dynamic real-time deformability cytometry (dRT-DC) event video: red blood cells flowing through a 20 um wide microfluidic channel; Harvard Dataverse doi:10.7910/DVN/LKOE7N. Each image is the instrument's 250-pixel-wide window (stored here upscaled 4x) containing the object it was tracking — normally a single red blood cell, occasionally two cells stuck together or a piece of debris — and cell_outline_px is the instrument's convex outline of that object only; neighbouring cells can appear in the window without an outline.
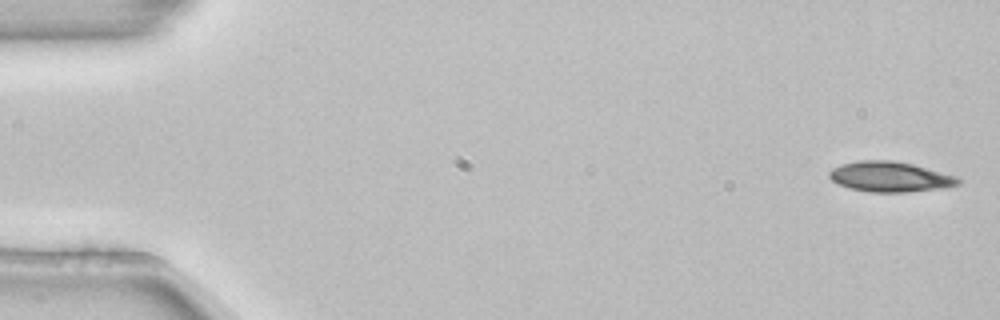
{"species": "common noctule bat (a hibernating species)", "species_latin": "Nyctalus noctula", "temperature_condition": "room temperature", "stored_images_in_passage": 4, "camera_frame_rate_fps": 3000, "um_per_image_px": 0.085, "animal": {"sex": "female", "body_mass_g": 22.7, "forearm_length_mm": 54.2}, "frame": {"image": 1, "passage_image": 1, "time_ms": 0.0, "image_size_px": [1000, 320], "cell_outline_px": [[964, 180], [960, 184], [944, 188], [908, 192], [868, 192], [848, 188], [832, 180], [828, 176], [828, 172], [832, 168], [840, 164], [856, 160], [892, 160], [912, 164], [956, 176]], "centroid_in_image_um": [75.65, 15.02], "position_along_channel_um": 9.4, "area_um2": 22.95}}
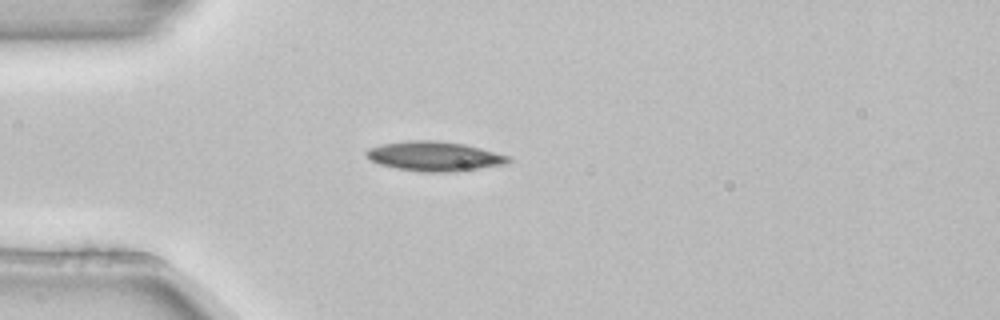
{"frame": {"image": 2, "passage_image": 4, "time_ms": 1.0, "image_size_px": [1000, 320], "cell_outline_px": [[512, 160], [508, 164], [460, 172], [420, 172], [396, 168], [380, 164], [372, 160], [364, 152], [368, 148], [384, 144], [408, 140], [436, 140], [464, 144], [480, 148], [508, 156]], "centroid_in_image_um": [36.97, 13.3], "position_along_channel_um": 48.0, "area_um2": 24.62}}